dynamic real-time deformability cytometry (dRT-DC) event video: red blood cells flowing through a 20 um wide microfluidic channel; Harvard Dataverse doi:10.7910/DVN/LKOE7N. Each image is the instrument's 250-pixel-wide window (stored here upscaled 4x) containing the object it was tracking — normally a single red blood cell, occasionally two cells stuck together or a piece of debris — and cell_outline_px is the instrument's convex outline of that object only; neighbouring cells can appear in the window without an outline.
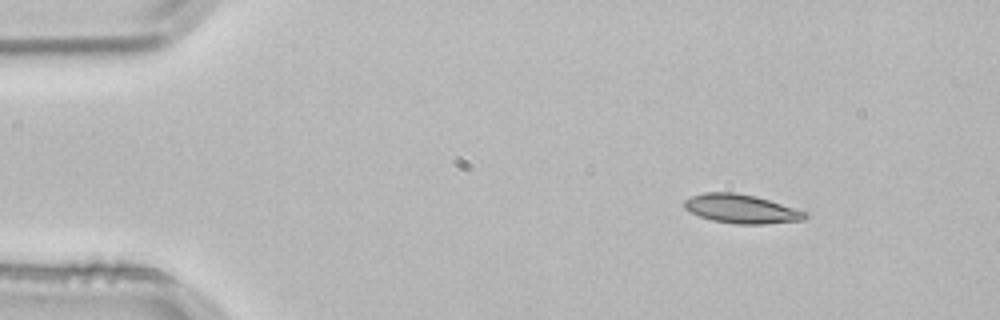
{"species": "common noctule bat (a hibernating species)", "species_latin": "Nyctalus noctula", "temperature_condition": "room temperature", "stored_images_in_passage": 3, "camera_frame_rate_fps": 3000, "um_per_image_px": 0.085, "animal": {"sex": "male", "body_mass_g": 21.5, "forearm_length_mm": 52.0}, "frame": {"image": 1, "passage_image": 1, "time_ms": 0.0, "image_size_px": [1000, 320], "cell_outline_px": [[808, 216], [804, 220], [764, 224], [736, 224], [712, 220], [700, 216], [684, 208], [684, 200], [692, 196], [704, 192], [736, 192], [756, 196], [808, 212]], "centroid_in_image_um": [63.03, 17.75], "position_along_channel_um": 22.0, "area_um2": 20.35}}
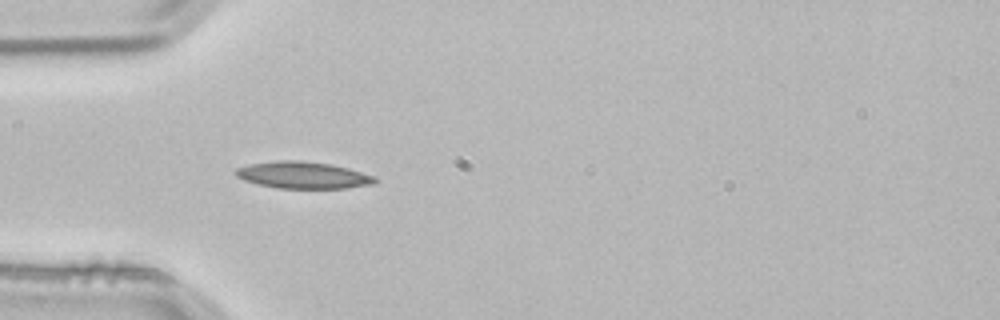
{"frame": {"image": 2, "passage_image": 3, "time_ms": 0.667, "image_size_px": [1000, 320], "cell_outline_px": [[380, 180], [376, 184], [348, 188], [276, 188], [244, 180], [236, 176], [232, 172], [236, 168], [248, 164], [276, 160], [300, 160], [332, 164], [348, 168], [376, 176]], "centroid_in_image_um": [25.79, 14.88], "position_along_channel_um": 59.2, "area_um2": 22.14}}